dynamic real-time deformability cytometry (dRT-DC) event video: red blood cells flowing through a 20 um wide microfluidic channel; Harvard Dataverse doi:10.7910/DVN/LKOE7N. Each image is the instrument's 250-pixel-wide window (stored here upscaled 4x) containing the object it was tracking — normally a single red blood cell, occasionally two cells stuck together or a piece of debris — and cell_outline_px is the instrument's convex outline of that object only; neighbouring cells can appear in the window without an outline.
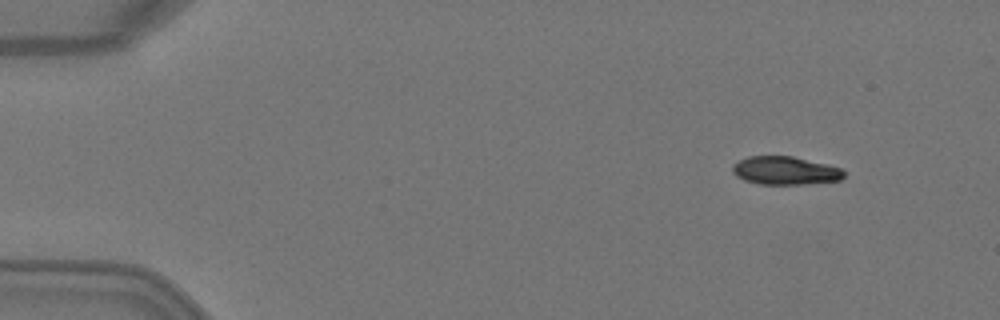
{"species": "Egyptian fruit bat (a non-hibernating species)", "species_latin": "Rousettus aegyptiacus", "temperature_condition": "warm", "stored_images_in_passage": 3, "camera_frame_rate_fps": 3000, "um_per_image_px": 0.085, "animal": {"sex": "female"}, "frame": {"image": 1, "passage_image": 1, "time_ms": 0.0, "image_size_px": [1000, 320], "cell_outline_px": [[844, 176], [840, 180], [804, 184], [760, 184], [744, 180], [736, 176], [732, 172], [732, 164], [748, 156], [792, 156], [828, 164], [840, 168], [844, 172]], "centroid_in_image_um": [66.72, 14.5], "position_along_channel_um": 18.3, "area_um2": 18.32}}
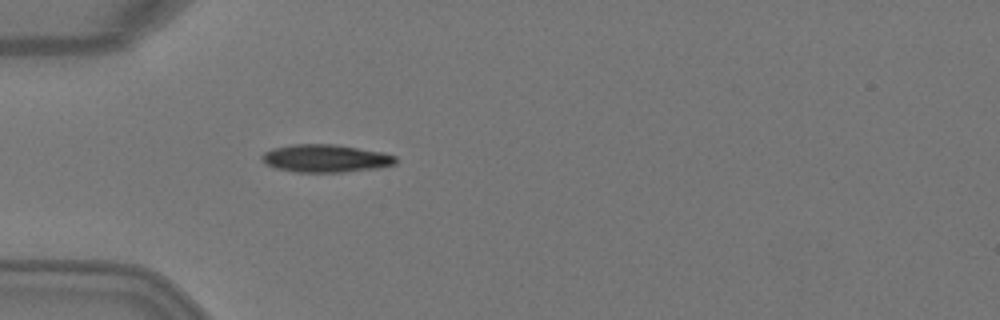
{"frame": {"image": 2, "passage_image": 3, "time_ms": 0.667, "image_size_px": [1000, 320], "cell_outline_px": [[396, 164], [376, 168], [344, 172], [296, 172], [276, 168], [264, 164], [260, 156], [264, 152], [272, 148], [292, 144], [336, 144], [384, 152], [396, 156]], "centroid_in_image_um": [27.66, 13.45], "position_along_channel_um": 57.3, "area_um2": 21.85}}